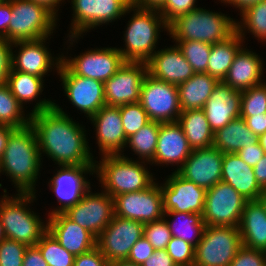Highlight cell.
Masks as SVG:
<instances>
[{
    "instance_id": "obj_51",
    "label": "cell",
    "mask_w": 266,
    "mask_h": 266,
    "mask_svg": "<svg viewBox=\"0 0 266 266\" xmlns=\"http://www.w3.org/2000/svg\"><path fill=\"white\" fill-rule=\"evenodd\" d=\"M246 164L254 167L265 155L259 141L252 146L242 148L236 153Z\"/></svg>"
},
{
    "instance_id": "obj_13",
    "label": "cell",
    "mask_w": 266,
    "mask_h": 266,
    "mask_svg": "<svg viewBox=\"0 0 266 266\" xmlns=\"http://www.w3.org/2000/svg\"><path fill=\"white\" fill-rule=\"evenodd\" d=\"M114 215L148 223L163 218L162 192L155 182L145 190L124 193L113 197Z\"/></svg>"
},
{
    "instance_id": "obj_5",
    "label": "cell",
    "mask_w": 266,
    "mask_h": 266,
    "mask_svg": "<svg viewBox=\"0 0 266 266\" xmlns=\"http://www.w3.org/2000/svg\"><path fill=\"white\" fill-rule=\"evenodd\" d=\"M11 197L3 195L0 200V218L7 239L15 240L27 246H36L41 237L48 231L47 223L26 208L35 200L34 193H18Z\"/></svg>"
},
{
    "instance_id": "obj_4",
    "label": "cell",
    "mask_w": 266,
    "mask_h": 266,
    "mask_svg": "<svg viewBox=\"0 0 266 266\" xmlns=\"http://www.w3.org/2000/svg\"><path fill=\"white\" fill-rule=\"evenodd\" d=\"M122 154L104 155L100 163H95L97 174L104 191L112 198L124 193L142 191L153 183L152 173L139 161H133ZM139 162V163H138Z\"/></svg>"
},
{
    "instance_id": "obj_41",
    "label": "cell",
    "mask_w": 266,
    "mask_h": 266,
    "mask_svg": "<svg viewBox=\"0 0 266 266\" xmlns=\"http://www.w3.org/2000/svg\"><path fill=\"white\" fill-rule=\"evenodd\" d=\"M266 113V83L241 91V118Z\"/></svg>"
},
{
    "instance_id": "obj_22",
    "label": "cell",
    "mask_w": 266,
    "mask_h": 266,
    "mask_svg": "<svg viewBox=\"0 0 266 266\" xmlns=\"http://www.w3.org/2000/svg\"><path fill=\"white\" fill-rule=\"evenodd\" d=\"M47 38L12 42V45L20 48L17 55L11 52V69L42 78L52 65L53 67L56 65L58 70L62 63V56L55 59L56 63L53 61L54 58L44 45Z\"/></svg>"
},
{
    "instance_id": "obj_49",
    "label": "cell",
    "mask_w": 266,
    "mask_h": 266,
    "mask_svg": "<svg viewBox=\"0 0 266 266\" xmlns=\"http://www.w3.org/2000/svg\"><path fill=\"white\" fill-rule=\"evenodd\" d=\"M73 266H110V262L95 247L87 253L75 256Z\"/></svg>"
},
{
    "instance_id": "obj_43",
    "label": "cell",
    "mask_w": 266,
    "mask_h": 266,
    "mask_svg": "<svg viewBox=\"0 0 266 266\" xmlns=\"http://www.w3.org/2000/svg\"><path fill=\"white\" fill-rule=\"evenodd\" d=\"M163 217L160 220L144 224L143 236L149 241L155 250L166 249L172 238L168 224Z\"/></svg>"
},
{
    "instance_id": "obj_47",
    "label": "cell",
    "mask_w": 266,
    "mask_h": 266,
    "mask_svg": "<svg viewBox=\"0 0 266 266\" xmlns=\"http://www.w3.org/2000/svg\"><path fill=\"white\" fill-rule=\"evenodd\" d=\"M230 266H266V251L242 246Z\"/></svg>"
},
{
    "instance_id": "obj_28",
    "label": "cell",
    "mask_w": 266,
    "mask_h": 266,
    "mask_svg": "<svg viewBox=\"0 0 266 266\" xmlns=\"http://www.w3.org/2000/svg\"><path fill=\"white\" fill-rule=\"evenodd\" d=\"M263 61L249 49L241 48L223 82L237 91H243L262 84Z\"/></svg>"
},
{
    "instance_id": "obj_56",
    "label": "cell",
    "mask_w": 266,
    "mask_h": 266,
    "mask_svg": "<svg viewBox=\"0 0 266 266\" xmlns=\"http://www.w3.org/2000/svg\"><path fill=\"white\" fill-rule=\"evenodd\" d=\"M256 181L262 189H266V154L264 157L253 167Z\"/></svg>"
},
{
    "instance_id": "obj_60",
    "label": "cell",
    "mask_w": 266,
    "mask_h": 266,
    "mask_svg": "<svg viewBox=\"0 0 266 266\" xmlns=\"http://www.w3.org/2000/svg\"><path fill=\"white\" fill-rule=\"evenodd\" d=\"M47 8L55 17H57V6L62 0H29Z\"/></svg>"
},
{
    "instance_id": "obj_30",
    "label": "cell",
    "mask_w": 266,
    "mask_h": 266,
    "mask_svg": "<svg viewBox=\"0 0 266 266\" xmlns=\"http://www.w3.org/2000/svg\"><path fill=\"white\" fill-rule=\"evenodd\" d=\"M218 82L207 73H195L189 80L177 85L181 110L203 109Z\"/></svg>"
},
{
    "instance_id": "obj_34",
    "label": "cell",
    "mask_w": 266,
    "mask_h": 266,
    "mask_svg": "<svg viewBox=\"0 0 266 266\" xmlns=\"http://www.w3.org/2000/svg\"><path fill=\"white\" fill-rule=\"evenodd\" d=\"M165 216L174 217L172 222L165 219L173 237L181 238L194 247L197 246V243L201 240L206 227L201 214L188 212H164L163 217ZM177 218L181 219V221L177 222Z\"/></svg>"
},
{
    "instance_id": "obj_6",
    "label": "cell",
    "mask_w": 266,
    "mask_h": 266,
    "mask_svg": "<svg viewBox=\"0 0 266 266\" xmlns=\"http://www.w3.org/2000/svg\"><path fill=\"white\" fill-rule=\"evenodd\" d=\"M132 10L134 15L128 21L124 34L126 48L118 50L125 62L147 63L156 52L159 28L168 29V24L158 10L141 9L133 5Z\"/></svg>"
},
{
    "instance_id": "obj_17",
    "label": "cell",
    "mask_w": 266,
    "mask_h": 266,
    "mask_svg": "<svg viewBox=\"0 0 266 266\" xmlns=\"http://www.w3.org/2000/svg\"><path fill=\"white\" fill-rule=\"evenodd\" d=\"M89 172L95 173V165H61L49 182L50 190L56 194L61 207L52 210L48 216L64 213L82 199L91 188L90 182L83 175Z\"/></svg>"
},
{
    "instance_id": "obj_8",
    "label": "cell",
    "mask_w": 266,
    "mask_h": 266,
    "mask_svg": "<svg viewBox=\"0 0 266 266\" xmlns=\"http://www.w3.org/2000/svg\"><path fill=\"white\" fill-rule=\"evenodd\" d=\"M241 247L242 240L237 227L206 226L195 247L193 266H230Z\"/></svg>"
},
{
    "instance_id": "obj_54",
    "label": "cell",
    "mask_w": 266,
    "mask_h": 266,
    "mask_svg": "<svg viewBox=\"0 0 266 266\" xmlns=\"http://www.w3.org/2000/svg\"><path fill=\"white\" fill-rule=\"evenodd\" d=\"M22 266H48L37 246H28L24 252Z\"/></svg>"
},
{
    "instance_id": "obj_46",
    "label": "cell",
    "mask_w": 266,
    "mask_h": 266,
    "mask_svg": "<svg viewBox=\"0 0 266 266\" xmlns=\"http://www.w3.org/2000/svg\"><path fill=\"white\" fill-rule=\"evenodd\" d=\"M196 0H166L164 5L158 12L164 18V21L169 24L176 17L195 10Z\"/></svg>"
},
{
    "instance_id": "obj_48",
    "label": "cell",
    "mask_w": 266,
    "mask_h": 266,
    "mask_svg": "<svg viewBox=\"0 0 266 266\" xmlns=\"http://www.w3.org/2000/svg\"><path fill=\"white\" fill-rule=\"evenodd\" d=\"M155 252L154 247L142 236L131 248L128 261L141 265L149 256Z\"/></svg>"
},
{
    "instance_id": "obj_26",
    "label": "cell",
    "mask_w": 266,
    "mask_h": 266,
    "mask_svg": "<svg viewBox=\"0 0 266 266\" xmlns=\"http://www.w3.org/2000/svg\"><path fill=\"white\" fill-rule=\"evenodd\" d=\"M183 129L178 122L160 123L155 156L152 164L175 163L179 168L192 152Z\"/></svg>"
},
{
    "instance_id": "obj_23",
    "label": "cell",
    "mask_w": 266,
    "mask_h": 266,
    "mask_svg": "<svg viewBox=\"0 0 266 266\" xmlns=\"http://www.w3.org/2000/svg\"><path fill=\"white\" fill-rule=\"evenodd\" d=\"M203 111L211 130L215 133L230 121L240 117L241 91L219 81L204 104Z\"/></svg>"
},
{
    "instance_id": "obj_10",
    "label": "cell",
    "mask_w": 266,
    "mask_h": 266,
    "mask_svg": "<svg viewBox=\"0 0 266 266\" xmlns=\"http://www.w3.org/2000/svg\"><path fill=\"white\" fill-rule=\"evenodd\" d=\"M246 200L231 185L219 181L206 190L202 218L206 226H239Z\"/></svg>"
},
{
    "instance_id": "obj_38",
    "label": "cell",
    "mask_w": 266,
    "mask_h": 266,
    "mask_svg": "<svg viewBox=\"0 0 266 266\" xmlns=\"http://www.w3.org/2000/svg\"><path fill=\"white\" fill-rule=\"evenodd\" d=\"M241 14L242 22H236V32L243 38L247 28L254 37L266 41V0L251 5Z\"/></svg>"
},
{
    "instance_id": "obj_35",
    "label": "cell",
    "mask_w": 266,
    "mask_h": 266,
    "mask_svg": "<svg viewBox=\"0 0 266 266\" xmlns=\"http://www.w3.org/2000/svg\"><path fill=\"white\" fill-rule=\"evenodd\" d=\"M6 84L12 95L23 106V103L33 101L43 91V78L10 69Z\"/></svg>"
},
{
    "instance_id": "obj_33",
    "label": "cell",
    "mask_w": 266,
    "mask_h": 266,
    "mask_svg": "<svg viewBox=\"0 0 266 266\" xmlns=\"http://www.w3.org/2000/svg\"><path fill=\"white\" fill-rule=\"evenodd\" d=\"M243 40L244 38L235 32L228 39L212 44L206 73L218 81H223L235 55L242 48Z\"/></svg>"
},
{
    "instance_id": "obj_1",
    "label": "cell",
    "mask_w": 266,
    "mask_h": 266,
    "mask_svg": "<svg viewBox=\"0 0 266 266\" xmlns=\"http://www.w3.org/2000/svg\"><path fill=\"white\" fill-rule=\"evenodd\" d=\"M31 111L30 125L37 135L40 155L44 152L59 166L98 163L90 153L85 129L58 104L49 99L40 100Z\"/></svg>"
},
{
    "instance_id": "obj_2",
    "label": "cell",
    "mask_w": 266,
    "mask_h": 266,
    "mask_svg": "<svg viewBox=\"0 0 266 266\" xmlns=\"http://www.w3.org/2000/svg\"><path fill=\"white\" fill-rule=\"evenodd\" d=\"M41 156L34 128L28 125L15 129L0 160V173L10 176L18 193H34Z\"/></svg>"
},
{
    "instance_id": "obj_27",
    "label": "cell",
    "mask_w": 266,
    "mask_h": 266,
    "mask_svg": "<svg viewBox=\"0 0 266 266\" xmlns=\"http://www.w3.org/2000/svg\"><path fill=\"white\" fill-rule=\"evenodd\" d=\"M221 181L231 185L246 200H258L263 189L256 181L253 167L236 153H225L222 162Z\"/></svg>"
},
{
    "instance_id": "obj_3",
    "label": "cell",
    "mask_w": 266,
    "mask_h": 266,
    "mask_svg": "<svg viewBox=\"0 0 266 266\" xmlns=\"http://www.w3.org/2000/svg\"><path fill=\"white\" fill-rule=\"evenodd\" d=\"M167 31L174 41L222 42L236 32L232 18L203 8L180 15L168 24Z\"/></svg>"
},
{
    "instance_id": "obj_20",
    "label": "cell",
    "mask_w": 266,
    "mask_h": 266,
    "mask_svg": "<svg viewBox=\"0 0 266 266\" xmlns=\"http://www.w3.org/2000/svg\"><path fill=\"white\" fill-rule=\"evenodd\" d=\"M223 156L213 146L194 149L184 164L175 171L186 180L208 190L221 181Z\"/></svg>"
},
{
    "instance_id": "obj_45",
    "label": "cell",
    "mask_w": 266,
    "mask_h": 266,
    "mask_svg": "<svg viewBox=\"0 0 266 266\" xmlns=\"http://www.w3.org/2000/svg\"><path fill=\"white\" fill-rule=\"evenodd\" d=\"M28 246L11 239L0 242V266H22L24 252Z\"/></svg>"
},
{
    "instance_id": "obj_15",
    "label": "cell",
    "mask_w": 266,
    "mask_h": 266,
    "mask_svg": "<svg viewBox=\"0 0 266 266\" xmlns=\"http://www.w3.org/2000/svg\"><path fill=\"white\" fill-rule=\"evenodd\" d=\"M147 73V63L124 62L118 71L104 82L106 105L119 107L138 103L141 85Z\"/></svg>"
},
{
    "instance_id": "obj_16",
    "label": "cell",
    "mask_w": 266,
    "mask_h": 266,
    "mask_svg": "<svg viewBox=\"0 0 266 266\" xmlns=\"http://www.w3.org/2000/svg\"><path fill=\"white\" fill-rule=\"evenodd\" d=\"M57 72L71 104L87 117L90 118L106 105L103 82L75 75L63 62Z\"/></svg>"
},
{
    "instance_id": "obj_36",
    "label": "cell",
    "mask_w": 266,
    "mask_h": 266,
    "mask_svg": "<svg viewBox=\"0 0 266 266\" xmlns=\"http://www.w3.org/2000/svg\"><path fill=\"white\" fill-rule=\"evenodd\" d=\"M23 106L12 95L8 85H0V125L18 129L30 125V114L24 117Z\"/></svg>"
},
{
    "instance_id": "obj_39",
    "label": "cell",
    "mask_w": 266,
    "mask_h": 266,
    "mask_svg": "<svg viewBox=\"0 0 266 266\" xmlns=\"http://www.w3.org/2000/svg\"><path fill=\"white\" fill-rule=\"evenodd\" d=\"M36 246L40 249L48 266H73L75 256L59 244L56 238L47 231Z\"/></svg>"
},
{
    "instance_id": "obj_53",
    "label": "cell",
    "mask_w": 266,
    "mask_h": 266,
    "mask_svg": "<svg viewBox=\"0 0 266 266\" xmlns=\"http://www.w3.org/2000/svg\"><path fill=\"white\" fill-rule=\"evenodd\" d=\"M141 266H177L172 257L167 253L166 249L155 250Z\"/></svg>"
},
{
    "instance_id": "obj_11",
    "label": "cell",
    "mask_w": 266,
    "mask_h": 266,
    "mask_svg": "<svg viewBox=\"0 0 266 266\" xmlns=\"http://www.w3.org/2000/svg\"><path fill=\"white\" fill-rule=\"evenodd\" d=\"M139 103L150 121L177 122L182 112L177 86L155 79L148 73L141 85Z\"/></svg>"
},
{
    "instance_id": "obj_32",
    "label": "cell",
    "mask_w": 266,
    "mask_h": 266,
    "mask_svg": "<svg viewBox=\"0 0 266 266\" xmlns=\"http://www.w3.org/2000/svg\"><path fill=\"white\" fill-rule=\"evenodd\" d=\"M177 122L181 125L189 146L193 150L213 146L214 132L210 128L203 109L182 111Z\"/></svg>"
},
{
    "instance_id": "obj_7",
    "label": "cell",
    "mask_w": 266,
    "mask_h": 266,
    "mask_svg": "<svg viewBox=\"0 0 266 266\" xmlns=\"http://www.w3.org/2000/svg\"><path fill=\"white\" fill-rule=\"evenodd\" d=\"M8 42L38 40L53 33L57 18L44 6L29 0H11Z\"/></svg>"
},
{
    "instance_id": "obj_58",
    "label": "cell",
    "mask_w": 266,
    "mask_h": 266,
    "mask_svg": "<svg viewBox=\"0 0 266 266\" xmlns=\"http://www.w3.org/2000/svg\"><path fill=\"white\" fill-rule=\"evenodd\" d=\"M15 130L10 126L0 125V160L3 156L10 134Z\"/></svg>"
},
{
    "instance_id": "obj_59",
    "label": "cell",
    "mask_w": 266,
    "mask_h": 266,
    "mask_svg": "<svg viewBox=\"0 0 266 266\" xmlns=\"http://www.w3.org/2000/svg\"><path fill=\"white\" fill-rule=\"evenodd\" d=\"M262 0H221L223 3H229L230 5L232 4L236 8L240 9V13H242L245 9L250 7L251 5L257 4Z\"/></svg>"
},
{
    "instance_id": "obj_40",
    "label": "cell",
    "mask_w": 266,
    "mask_h": 266,
    "mask_svg": "<svg viewBox=\"0 0 266 266\" xmlns=\"http://www.w3.org/2000/svg\"><path fill=\"white\" fill-rule=\"evenodd\" d=\"M195 73H206L212 44L202 41H176Z\"/></svg>"
},
{
    "instance_id": "obj_29",
    "label": "cell",
    "mask_w": 266,
    "mask_h": 266,
    "mask_svg": "<svg viewBox=\"0 0 266 266\" xmlns=\"http://www.w3.org/2000/svg\"><path fill=\"white\" fill-rule=\"evenodd\" d=\"M238 229L242 246L266 251V211L259 200L246 202Z\"/></svg>"
},
{
    "instance_id": "obj_52",
    "label": "cell",
    "mask_w": 266,
    "mask_h": 266,
    "mask_svg": "<svg viewBox=\"0 0 266 266\" xmlns=\"http://www.w3.org/2000/svg\"><path fill=\"white\" fill-rule=\"evenodd\" d=\"M12 17L11 0L0 1V38L8 41V28Z\"/></svg>"
},
{
    "instance_id": "obj_25",
    "label": "cell",
    "mask_w": 266,
    "mask_h": 266,
    "mask_svg": "<svg viewBox=\"0 0 266 266\" xmlns=\"http://www.w3.org/2000/svg\"><path fill=\"white\" fill-rule=\"evenodd\" d=\"M48 218V231L74 256L87 253L96 247L97 238L63 213H57Z\"/></svg>"
},
{
    "instance_id": "obj_44",
    "label": "cell",
    "mask_w": 266,
    "mask_h": 266,
    "mask_svg": "<svg viewBox=\"0 0 266 266\" xmlns=\"http://www.w3.org/2000/svg\"><path fill=\"white\" fill-rule=\"evenodd\" d=\"M166 251L177 266H193L195 247L183 239L172 236Z\"/></svg>"
},
{
    "instance_id": "obj_9",
    "label": "cell",
    "mask_w": 266,
    "mask_h": 266,
    "mask_svg": "<svg viewBox=\"0 0 266 266\" xmlns=\"http://www.w3.org/2000/svg\"><path fill=\"white\" fill-rule=\"evenodd\" d=\"M71 3L74 17L69 41L78 39L89 29L112 22L132 11L131 0H71Z\"/></svg>"
},
{
    "instance_id": "obj_61",
    "label": "cell",
    "mask_w": 266,
    "mask_h": 266,
    "mask_svg": "<svg viewBox=\"0 0 266 266\" xmlns=\"http://www.w3.org/2000/svg\"><path fill=\"white\" fill-rule=\"evenodd\" d=\"M110 266H141V265L135 264V263L130 262L127 259H125V260L113 261L110 263Z\"/></svg>"
},
{
    "instance_id": "obj_24",
    "label": "cell",
    "mask_w": 266,
    "mask_h": 266,
    "mask_svg": "<svg viewBox=\"0 0 266 266\" xmlns=\"http://www.w3.org/2000/svg\"><path fill=\"white\" fill-rule=\"evenodd\" d=\"M147 69L153 78L176 86L195 74L177 45L155 52L147 62Z\"/></svg>"
},
{
    "instance_id": "obj_55",
    "label": "cell",
    "mask_w": 266,
    "mask_h": 266,
    "mask_svg": "<svg viewBox=\"0 0 266 266\" xmlns=\"http://www.w3.org/2000/svg\"><path fill=\"white\" fill-rule=\"evenodd\" d=\"M248 128L258 137L266 133V113L243 118Z\"/></svg>"
},
{
    "instance_id": "obj_50",
    "label": "cell",
    "mask_w": 266,
    "mask_h": 266,
    "mask_svg": "<svg viewBox=\"0 0 266 266\" xmlns=\"http://www.w3.org/2000/svg\"><path fill=\"white\" fill-rule=\"evenodd\" d=\"M12 43L0 38V85L5 84L11 69Z\"/></svg>"
},
{
    "instance_id": "obj_62",
    "label": "cell",
    "mask_w": 266,
    "mask_h": 266,
    "mask_svg": "<svg viewBox=\"0 0 266 266\" xmlns=\"http://www.w3.org/2000/svg\"><path fill=\"white\" fill-rule=\"evenodd\" d=\"M258 200L263 205V207H264V209L266 211V189H263V191L259 195Z\"/></svg>"
},
{
    "instance_id": "obj_63",
    "label": "cell",
    "mask_w": 266,
    "mask_h": 266,
    "mask_svg": "<svg viewBox=\"0 0 266 266\" xmlns=\"http://www.w3.org/2000/svg\"><path fill=\"white\" fill-rule=\"evenodd\" d=\"M258 139H259L260 146L262 147V149L264 150L266 154V133L260 135Z\"/></svg>"
},
{
    "instance_id": "obj_14",
    "label": "cell",
    "mask_w": 266,
    "mask_h": 266,
    "mask_svg": "<svg viewBox=\"0 0 266 266\" xmlns=\"http://www.w3.org/2000/svg\"><path fill=\"white\" fill-rule=\"evenodd\" d=\"M90 190L63 214L97 238L115 216L114 201L105 191L91 193Z\"/></svg>"
},
{
    "instance_id": "obj_37",
    "label": "cell",
    "mask_w": 266,
    "mask_h": 266,
    "mask_svg": "<svg viewBox=\"0 0 266 266\" xmlns=\"http://www.w3.org/2000/svg\"><path fill=\"white\" fill-rule=\"evenodd\" d=\"M160 129V122L150 121L147 125L142 127L138 132L127 138V145L137 154L141 159L152 162L155 156L157 139Z\"/></svg>"
},
{
    "instance_id": "obj_64",
    "label": "cell",
    "mask_w": 266,
    "mask_h": 266,
    "mask_svg": "<svg viewBox=\"0 0 266 266\" xmlns=\"http://www.w3.org/2000/svg\"><path fill=\"white\" fill-rule=\"evenodd\" d=\"M6 239V235H5V232H4V227L2 225V221H1V218H0V242L2 240Z\"/></svg>"
},
{
    "instance_id": "obj_31",
    "label": "cell",
    "mask_w": 266,
    "mask_h": 266,
    "mask_svg": "<svg viewBox=\"0 0 266 266\" xmlns=\"http://www.w3.org/2000/svg\"><path fill=\"white\" fill-rule=\"evenodd\" d=\"M258 141V136L254 135L244 119L239 117L214 133L213 147L223 154L237 153L242 148L252 146Z\"/></svg>"
},
{
    "instance_id": "obj_57",
    "label": "cell",
    "mask_w": 266,
    "mask_h": 266,
    "mask_svg": "<svg viewBox=\"0 0 266 266\" xmlns=\"http://www.w3.org/2000/svg\"><path fill=\"white\" fill-rule=\"evenodd\" d=\"M166 0H131L134 7L159 10Z\"/></svg>"
},
{
    "instance_id": "obj_21",
    "label": "cell",
    "mask_w": 266,
    "mask_h": 266,
    "mask_svg": "<svg viewBox=\"0 0 266 266\" xmlns=\"http://www.w3.org/2000/svg\"><path fill=\"white\" fill-rule=\"evenodd\" d=\"M89 119L96 127L97 144L101 155L121 154L123 148L127 147V138L119 107L105 105Z\"/></svg>"
},
{
    "instance_id": "obj_12",
    "label": "cell",
    "mask_w": 266,
    "mask_h": 266,
    "mask_svg": "<svg viewBox=\"0 0 266 266\" xmlns=\"http://www.w3.org/2000/svg\"><path fill=\"white\" fill-rule=\"evenodd\" d=\"M144 223L114 216L97 237L96 247L111 263L128 258L132 246L143 236Z\"/></svg>"
},
{
    "instance_id": "obj_19",
    "label": "cell",
    "mask_w": 266,
    "mask_h": 266,
    "mask_svg": "<svg viewBox=\"0 0 266 266\" xmlns=\"http://www.w3.org/2000/svg\"><path fill=\"white\" fill-rule=\"evenodd\" d=\"M62 62L75 74L101 82L107 81L124 64L118 48L92 49L71 59L62 56Z\"/></svg>"
},
{
    "instance_id": "obj_42",
    "label": "cell",
    "mask_w": 266,
    "mask_h": 266,
    "mask_svg": "<svg viewBox=\"0 0 266 266\" xmlns=\"http://www.w3.org/2000/svg\"><path fill=\"white\" fill-rule=\"evenodd\" d=\"M119 110L126 138L150 122L147 112L139 102L119 106Z\"/></svg>"
},
{
    "instance_id": "obj_18",
    "label": "cell",
    "mask_w": 266,
    "mask_h": 266,
    "mask_svg": "<svg viewBox=\"0 0 266 266\" xmlns=\"http://www.w3.org/2000/svg\"><path fill=\"white\" fill-rule=\"evenodd\" d=\"M164 212L203 214L206 190L186 180L176 171L160 185Z\"/></svg>"
}]
</instances>
